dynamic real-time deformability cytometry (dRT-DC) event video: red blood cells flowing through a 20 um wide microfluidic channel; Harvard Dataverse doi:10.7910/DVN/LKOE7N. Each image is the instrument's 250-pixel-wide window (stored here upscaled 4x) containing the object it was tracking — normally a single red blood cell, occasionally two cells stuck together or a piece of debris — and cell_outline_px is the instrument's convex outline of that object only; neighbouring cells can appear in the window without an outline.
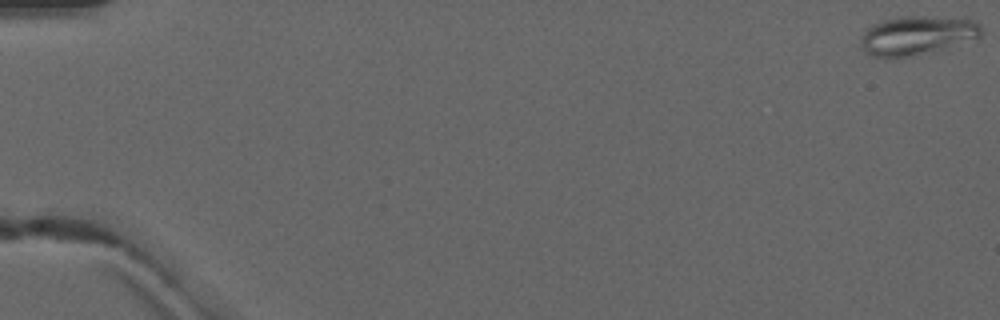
{"species": "common noctule bat (a hibernating species)", "species_latin": "Nyctalus noctula", "temperature_condition": "warm", "stored_images_in_passage": 2, "camera_frame_rate_fps": 3000, "um_per_image_px": 0.085, "animal": {"sex": "male", "forearm_length_mm": 52.5}, "frame": {"image": 1, "passage_image": 1, "time_ms": 0.0, "image_size_px": [1000, 320], "cell_outline_px": [[980, 36], [908, 56], [876, 56], [864, 52], [860, 44], [860, 36], [872, 24], [884, 20], [900, 16], [920, 16], [976, 20], [980, 24]], "centroid_in_image_um": [77.84, 2.96], "position_along_channel_um": 7.2, "area_um2": 26.13}}